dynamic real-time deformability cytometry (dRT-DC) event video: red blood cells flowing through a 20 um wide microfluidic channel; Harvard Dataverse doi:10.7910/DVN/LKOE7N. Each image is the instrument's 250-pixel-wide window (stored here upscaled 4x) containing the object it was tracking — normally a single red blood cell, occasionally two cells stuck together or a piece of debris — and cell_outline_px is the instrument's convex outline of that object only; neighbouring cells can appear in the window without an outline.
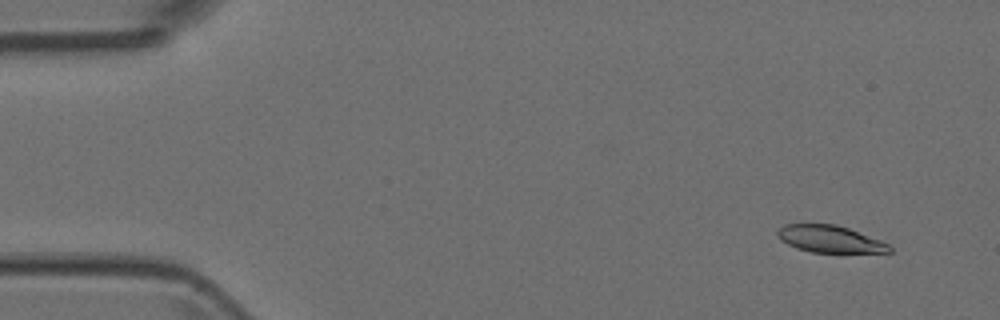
{"species": "Egyptian fruit bat (a non-hibernating species)", "species_latin": "Rousettus aegyptiacus", "temperature_condition": "room temperature", "stored_images_in_passage": 4, "camera_frame_rate_fps": 3000, "um_per_image_px": 0.085, "animal": {"sex": "female"}, "frame": {"image": 1, "passage_image": 1, "time_ms": 0.0, "image_size_px": [1000, 320], "cell_outline_px": [[892, 252], [812, 252], [796, 248], [780, 240], [776, 232], [784, 224], [836, 224], [848, 228], [880, 240], [888, 244], [892, 248]], "centroid_in_image_um": [70.52, 20.31], "position_along_channel_um": 14.5, "area_um2": 17.46}}